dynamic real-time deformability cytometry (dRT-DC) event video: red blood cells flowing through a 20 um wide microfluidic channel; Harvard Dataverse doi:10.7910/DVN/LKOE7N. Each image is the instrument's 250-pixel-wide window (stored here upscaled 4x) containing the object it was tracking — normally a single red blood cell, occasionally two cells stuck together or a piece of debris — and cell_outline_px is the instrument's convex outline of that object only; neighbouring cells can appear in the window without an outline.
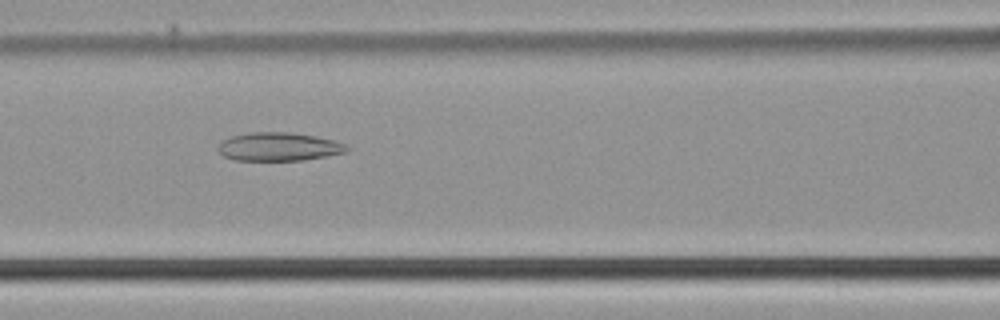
{"species": "common noctule bat (a hibernating species)", "species_latin": "Nyctalus noctula", "temperature_condition": "cold", "stored_images_in_passage": 40, "camera_frame_rate_fps": 3000, "um_per_image_px": 0.085, "animal": {"sex": "male", "body_mass_g": 21.5, "forearm_length_mm": 52.0}, "frame": {"image": 1, "passage_image": 12, "time_ms": 3.667, "image_size_px": [1000, 320], "cell_outline_px": [[348, 152], [328, 156], [304, 160], [236, 160], [224, 156], [216, 148], [220, 140], [232, 136], [252, 132], [288, 132], [316, 136], [332, 140], [344, 144], [348, 148]], "centroid_in_image_um": [23.67, 12.47], "position_along_channel_um": 142.9, "area_um2": 21.33}}
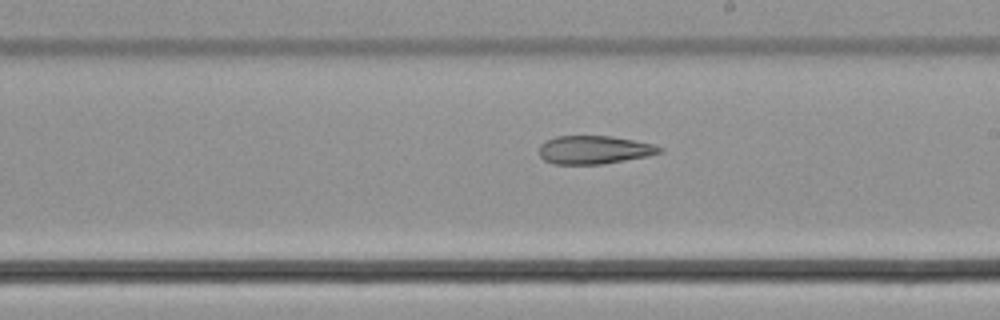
{"frame": {"image": 2, "passage_image": 19, "time_ms": 6.0, "image_size_px": [1000, 320], "cell_outline_px": [[664, 152], [648, 156], [604, 164], [552, 164], [544, 160], [540, 156], [540, 144], [544, 140], [556, 136], [612, 136], [652, 144], [664, 148]], "centroid_in_image_um": [50.5, 12.74], "position_along_channel_um": 238.5, "area_um2": 20.0}}
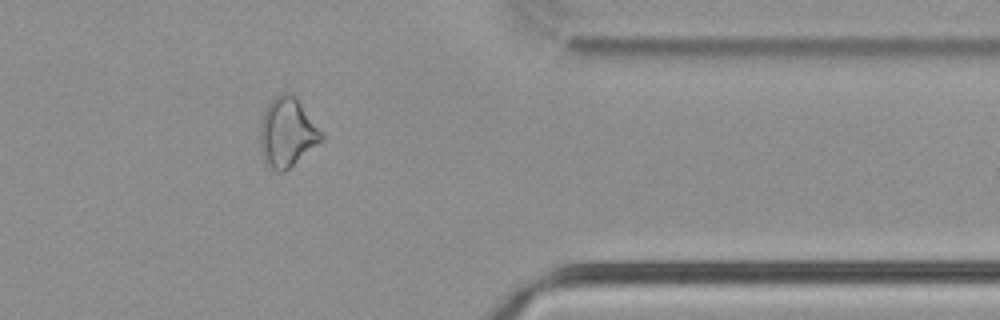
{"frame": {"image": 3, "passage_image": 31, "time_ms": 10.0, "image_size_px": [1000, 320], "cell_outline_px": [[324, 140], [284, 172], [276, 172], [268, 168], [264, 160], [260, 144], [260, 124], [264, 112], [268, 104], [280, 92], [288, 92], [300, 104], [324, 132]], "centroid_in_image_um": [24.42, 11.3], "position_along_channel_um": 387.0, "area_um2": 24.68}}